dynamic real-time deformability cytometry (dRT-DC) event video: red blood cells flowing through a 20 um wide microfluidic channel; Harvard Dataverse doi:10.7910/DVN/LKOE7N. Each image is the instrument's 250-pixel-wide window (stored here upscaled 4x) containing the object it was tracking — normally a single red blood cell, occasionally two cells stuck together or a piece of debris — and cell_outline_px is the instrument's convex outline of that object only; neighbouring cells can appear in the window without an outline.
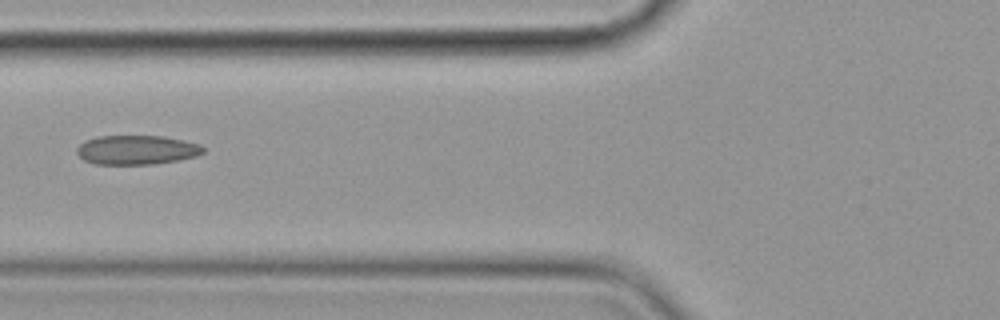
{"species": "common noctule bat (a hibernating species)", "species_latin": "Nyctalus noctula", "temperature_condition": "cold", "stored_images_in_passage": 6, "camera_frame_rate_fps": 3000, "um_per_image_px": 0.085, "animal": {"sex": "female", "body_mass_g": 19.9}, "frame": {"image": 1, "passage_image": 6, "time_ms": 6.667, "image_size_px": [1000, 320], "cell_outline_px": [[204, 152], [196, 156], [176, 160], [152, 164], [96, 164], [84, 160], [76, 152], [76, 148], [80, 144], [96, 136], [164, 136], [184, 140], [200, 144], [204, 148]], "centroid_in_image_um": [11.62, 12.73], "position_along_channel_um": 114.2, "area_um2": 21.44}}